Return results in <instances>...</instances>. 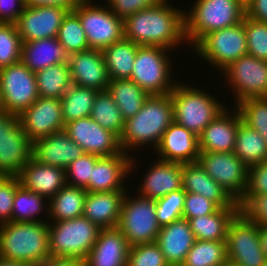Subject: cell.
Listing matches in <instances>:
<instances>
[{
	"label": "cell",
	"mask_w": 267,
	"mask_h": 266,
	"mask_svg": "<svg viewBox=\"0 0 267 266\" xmlns=\"http://www.w3.org/2000/svg\"><path fill=\"white\" fill-rule=\"evenodd\" d=\"M168 0L123 19L124 38L140 46H158L175 50L186 41L184 10L172 7ZM174 48V49H173Z\"/></svg>",
	"instance_id": "6da1fadb"
},
{
	"label": "cell",
	"mask_w": 267,
	"mask_h": 266,
	"mask_svg": "<svg viewBox=\"0 0 267 266\" xmlns=\"http://www.w3.org/2000/svg\"><path fill=\"white\" fill-rule=\"evenodd\" d=\"M173 115L171 94L150 95L140 111L125 120L124 130L119 137L120 148L129 154L131 149L137 150L149 143V146L153 144L155 150L163 133L173 123Z\"/></svg>",
	"instance_id": "7a4b0ae2"
},
{
	"label": "cell",
	"mask_w": 267,
	"mask_h": 266,
	"mask_svg": "<svg viewBox=\"0 0 267 266\" xmlns=\"http://www.w3.org/2000/svg\"><path fill=\"white\" fill-rule=\"evenodd\" d=\"M50 257L48 221L0 225V258L36 266Z\"/></svg>",
	"instance_id": "3957f363"
},
{
	"label": "cell",
	"mask_w": 267,
	"mask_h": 266,
	"mask_svg": "<svg viewBox=\"0 0 267 266\" xmlns=\"http://www.w3.org/2000/svg\"><path fill=\"white\" fill-rule=\"evenodd\" d=\"M244 16L240 0H195L184 12L185 43L192 48L205 34L237 25Z\"/></svg>",
	"instance_id": "277c9868"
},
{
	"label": "cell",
	"mask_w": 267,
	"mask_h": 266,
	"mask_svg": "<svg viewBox=\"0 0 267 266\" xmlns=\"http://www.w3.org/2000/svg\"><path fill=\"white\" fill-rule=\"evenodd\" d=\"M184 84L178 82L170 93L174 122L199 136L226 105L205 89Z\"/></svg>",
	"instance_id": "5b68a950"
},
{
	"label": "cell",
	"mask_w": 267,
	"mask_h": 266,
	"mask_svg": "<svg viewBox=\"0 0 267 266\" xmlns=\"http://www.w3.org/2000/svg\"><path fill=\"white\" fill-rule=\"evenodd\" d=\"M51 257L85 261L99 228L84 216L48 223Z\"/></svg>",
	"instance_id": "8992f818"
},
{
	"label": "cell",
	"mask_w": 267,
	"mask_h": 266,
	"mask_svg": "<svg viewBox=\"0 0 267 266\" xmlns=\"http://www.w3.org/2000/svg\"><path fill=\"white\" fill-rule=\"evenodd\" d=\"M168 50L171 51L158 46L138 47L130 80L149 96L170 94L177 84L171 78L172 63Z\"/></svg>",
	"instance_id": "52a82bcc"
},
{
	"label": "cell",
	"mask_w": 267,
	"mask_h": 266,
	"mask_svg": "<svg viewBox=\"0 0 267 266\" xmlns=\"http://www.w3.org/2000/svg\"><path fill=\"white\" fill-rule=\"evenodd\" d=\"M193 48L197 57L222 72L232 62L248 54L243 20L232 27L205 34Z\"/></svg>",
	"instance_id": "ba28073f"
},
{
	"label": "cell",
	"mask_w": 267,
	"mask_h": 266,
	"mask_svg": "<svg viewBox=\"0 0 267 266\" xmlns=\"http://www.w3.org/2000/svg\"><path fill=\"white\" fill-rule=\"evenodd\" d=\"M129 193L127 191L123 199L117 228L130 246L157 241L160 225L155 200L140 195L131 197Z\"/></svg>",
	"instance_id": "9c48e42d"
},
{
	"label": "cell",
	"mask_w": 267,
	"mask_h": 266,
	"mask_svg": "<svg viewBox=\"0 0 267 266\" xmlns=\"http://www.w3.org/2000/svg\"><path fill=\"white\" fill-rule=\"evenodd\" d=\"M82 0L73 11L78 15L89 48L103 50L124 38L123 19L117 17L107 5H95Z\"/></svg>",
	"instance_id": "30bf717a"
},
{
	"label": "cell",
	"mask_w": 267,
	"mask_h": 266,
	"mask_svg": "<svg viewBox=\"0 0 267 266\" xmlns=\"http://www.w3.org/2000/svg\"><path fill=\"white\" fill-rule=\"evenodd\" d=\"M227 260L237 266H267L259 226L240 211L231 220L226 236Z\"/></svg>",
	"instance_id": "8fae6325"
},
{
	"label": "cell",
	"mask_w": 267,
	"mask_h": 266,
	"mask_svg": "<svg viewBox=\"0 0 267 266\" xmlns=\"http://www.w3.org/2000/svg\"><path fill=\"white\" fill-rule=\"evenodd\" d=\"M32 158V142L21 127L19 115L0 112V176H18Z\"/></svg>",
	"instance_id": "7c38bea8"
},
{
	"label": "cell",
	"mask_w": 267,
	"mask_h": 266,
	"mask_svg": "<svg viewBox=\"0 0 267 266\" xmlns=\"http://www.w3.org/2000/svg\"><path fill=\"white\" fill-rule=\"evenodd\" d=\"M198 162L237 203L242 200L249 168L233 152H200Z\"/></svg>",
	"instance_id": "4fadbf2b"
},
{
	"label": "cell",
	"mask_w": 267,
	"mask_h": 266,
	"mask_svg": "<svg viewBox=\"0 0 267 266\" xmlns=\"http://www.w3.org/2000/svg\"><path fill=\"white\" fill-rule=\"evenodd\" d=\"M2 111L20 115L38 98L35 73L21 61L0 68Z\"/></svg>",
	"instance_id": "5bb4252c"
},
{
	"label": "cell",
	"mask_w": 267,
	"mask_h": 266,
	"mask_svg": "<svg viewBox=\"0 0 267 266\" xmlns=\"http://www.w3.org/2000/svg\"><path fill=\"white\" fill-rule=\"evenodd\" d=\"M220 73L232 88L235 104L248 98L267 97V61L247 54Z\"/></svg>",
	"instance_id": "9a60e30c"
},
{
	"label": "cell",
	"mask_w": 267,
	"mask_h": 266,
	"mask_svg": "<svg viewBox=\"0 0 267 266\" xmlns=\"http://www.w3.org/2000/svg\"><path fill=\"white\" fill-rule=\"evenodd\" d=\"M64 130L84 153L107 157L122 152L119 137L91 117L70 121L65 124Z\"/></svg>",
	"instance_id": "2e32d148"
},
{
	"label": "cell",
	"mask_w": 267,
	"mask_h": 266,
	"mask_svg": "<svg viewBox=\"0 0 267 266\" xmlns=\"http://www.w3.org/2000/svg\"><path fill=\"white\" fill-rule=\"evenodd\" d=\"M23 131L33 143L65 128L58 98L40 97L20 115Z\"/></svg>",
	"instance_id": "e0dca14e"
},
{
	"label": "cell",
	"mask_w": 267,
	"mask_h": 266,
	"mask_svg": "<svg viewBox=\"0 0 267 266\" xmlns=\"http://www.w3.org/2000/svg\"><path fill=\"white\" fill-rule=\"evenodd\" d=\"M68 11L59 6H26L16 23L22 42L57 37Z\"/></svg>",
	"instance_id": "ac0fdd59"
},
{
	"label": "cell",
	"mask_w": 267,
	"mask_h": 266,
	"mask_svg": "<svg viewBox=\"0 0 267 266\" xmlns=\"http://www.w3.org/2000/svg\"><path fill=\"white\" fill-rule=\"evenodd\" d=\"M134 158V156L123 151L117 155L99 157L92 168L89 184L85 187L86 191L110 192L129 190L124 182L129 177L128 174L133 172L134 166L136 167Z\"/></svg>",
	"instance_id": "d6986e66"
},
{
	"label": "cell",
	"mask_w": 267,
	"mask_h": 266,
	"mask_svg": "<svg viewBox=\"0 0 267 266\" xmlns=\"http://www.w3.org/2000/svg\"><path fill=\"white\" fill-rule=\"evenodd\" d=\"M72 84L105 91L110 83L102 50L88 49L69 55Z\"/></svg>",
	"instance_id": "ffe728a7"
},
{
	"label": "cell",
	"mask_w": 267,
	"mask_h": 266,
	"mask_svg": "<svg viewBox=\"0 0 267 266\" xmlns=\"http://www.w3.org/2000/svg\"><path fill=\"white\" fill-rule=\"evenodd\" d=\"M158 159L173 163H194L199 159L198 136L173 121L154 150Z\"/></svg>",
	"instance_id": "44dd1931"
},
{
	"label": "cell",
	"mask_w": 267,
	"mask_h": 266,
	"mask_svg": "<svg viewBox=\"0 0 267 266\" xmlns=\"http://www.w3.org/2000/svg\"><path fill=\"white\" fill-rule=\"evenodd\" d=\"M229 109L221 111L198 136L200 152H234L241 117L236 108Z\"/></svg>",
	"instance_id": "7402d4cb"
},
{
	"label": "cell",
	"mask_w": 267,
	"mask_h": 266,
	"mask_svg": "<svg viewBox=\"0 0 267 266\" xmlns=\"http://www.w3.org/2000/svg\"><path fill=\"white\" fill-rule=\"evenodd\" d=\"M83 154V149L69 137L64 129L32 143V157L37 162L64 170Z\"/></svg>",
	"instance_id": "603a6c76"
},
{
	"label": "cell",
	"mask_w": 267,
	"mask_h": 266,
	"mask_svg": "<svg viewBox=\"0 0 267 266\" xmlns=\"http://www.w3.org/2000/svg\"><path fill=\"white\" fill-rule=\"evenodd\" d=\"M130 245L117 227L101 228L84 266H126Z\"/></svg>",
	"instance_id": "cb8c5ba5"
},
{
	"label": "cell",
	"mask_w": 267,
	"mask_h": 266,
	"mask_svg": "<svg viewBox=\"0 0 267 266\" xmlns=\"http://www.w3.org/2000/svg\"><path fill=\"white\" fill-rule=\"evenodd\" d=\"M157 160L149 167L150 169L139 185L140 190L135 195L157 200L182 189L183 164Z\"/></svg>",
	"instance_id": "d4e9b609"
},
{
	"label": "cell",
	"mask_w": 267,
	"mask_h": 266,
	"mask_svg": "<svg viewBox=\"0 0 267 266\" xmlns=\"http://www.w3.org/2000/svg\"><path fill=\"white\" fill-rule=\"evenodd\" d=\"M20 184L49 200L66 184L65 170L37 162L33 157L22 167L18 175Z\"/></svg>",
	"instance_id": "484cf974"
},
{
	"label": "cell",
	"mask_w": 267,
	"mask_h": 266,
	"mask_svg": "<svg viewBox=\"0 0 267 266\" xmlns=\"http://www.w3.org/2000/svg\"><path fill=\"white\" fill-rule=\"evenodd\" d=\"M195 240L189 221L181 218L160 227L156 242L170 266H181Z\"/></svg>",
	"instance_id": "4316f807"
},
{
	"label": "cell",
	"mask_w": 267,
	"mask_h": 266,
	"mask_svg": "<svg viewBox=\"0 0 267 266\" xmlns=\"http://www.w3.org/2000/svg\"><path fill=\"white\" fill-rule=\"evenodd\" d=\"M127 191L87 192L83 216L99 228L117 227L123 199Z\"/></svg>",
	"instance_id": "83f0119b"
},
{
	"label": "cell",
	"mask_w": 267,
	"mask_h": 266,
	"mask_svg": "<svg viewBox=\"0 0 267 266\" xmlns=\"http://www.w3.org/2000/svg\"><path fill=\"white\" fill-rule=\"evenodd\" d=\"M182 189L187 193L200 194L213 201L219 208L239 207V204L216 183L199 164H183Z\"/></svg>",
	"instance_id": "f1b7e54d"
},
{
	"label": "cell",
	"mask_w": 267,
	"mask_h": 266,
	"mask_svg": "<svg viewBox=\"0 0 267 266\" xmlns=\"http://www.w3.org/2000/svg\"><path fill=\"white\" fill-rule=\"evenodd\" d=\"M69 61V54L57 37L22 43L21 62L32 72Z\"/></svg>",
	"instance_id": "f546056e"
},
{
	"label": "cell",
	"mask_w": 267,
	"mask_h": 266,
	"mask_svg": "<svg viewBox=\"0 0 267 266\" xmlns=\"http://www.w3.org/2000/svg\"><path fill=\"white\" fill-rule=\"evenodd\" d=\"M238 212L239 207L219 208L213 214L188 221L196 240L226 241L228 226Z\"/></svg>",
	"instance_id": "4dcf8cb0"
},
{
	"label": "cell",
	"mask_w": 267,
	"mask_h": 266,
	"mask_svg": "<svg viewBox=\"0 0 267 266\" xmlns=\"http://www.w3.org/2000/svg\"><path fill=\"white\" fill-rule=\"evenodd\" d=\"M86 195L87 191L85 188L66 184L48 200V222H57L83 216Z\"/></svg>",
	"instance_id": "1f68e13d"
},
{
	"label": "cell",
	"mask_w": 267,
	"mask_h": 266,
	"mask_svg": "<svg viewBox=\"0 0 267 266\" xmlns=\"http://www.w3.org/2000/svg\"><path fill=\"white\" fill-rule=\"evenodd\" d=\"M139 46L123 38L102 50L110 80L131 78Z\"/></svg>",
	"instance_id": "d6a6232c"
},
{
	"label": "cell",
	"mask_w": 267,
	"mask_h": 266,
	"mask_svg": "<svg viewBox=\"0 0 267 266\" xmlns=\"http://www.w3.org/2000/svg\"><path fill=\"white\" fill-rule=\"evenodd\" d=\"M107 91L118 106L123 118L135 116L149 95L130 79L110 80Z\"/></svg>",
	"instance_id": "836d02e7"
},
{
	"label": "cell",
	"mask_w": 267,
	"mask_h": 266,
	"mask_svg": "<svg viewBox=\"0 0 267 266\" xmlns=\"http://www.w3.org/2000/svg\"><path fill=\"white\" fill-rule=\"evenodd\" d=\"M233 153L249 168L267 160V143L259 132L240 121Z\"/></svg>",
	"instance_id": "e575fe53"
},
{
	"label": "cell",
	"mask_w": 267,
	"mask_h": 266,
	"mask_svg": "<svg viewBox=\"0 0 267 266\" xmlns=\"http://www.w3.org/2000/svg\"><path fill=\"white\" fill-rule=\"evenodd\" d=\"M40 97L61 99L72 85L69 63H59L35 72Z\"/></svg>",
	"instance_id": "d590c367"
},
{
	"label": "cell",
	"mask_w": 267,
	"mask_h": 266,
	"mask_svg": "<svg viewBox=\"0 0 267 266\" xmlns=\"http://www.w3.org/2000/svg\"><path fill=\"white\" fill-rule=\"evenodd\" d=\"M98 91L72 84L60 99L64 123L90 117Z\"/></svg>",
	"instance_id": "8d00e7d4"
},
{
	"label": "cell",
	"mask_w": 267,
	"mask_h": 266,
	"mask_svg": "<svg viewBox=\"0 0 267 266\" xmlns=\"http://www.w3.org/2000/svg\"><path fill=\"white\" fill-rule=\"evenodd\" d=\"M46 199V197L25 189L20 185L15 192L13 201L12 222H43L45 219L37 217L43 213L42 210H45L47 212L45 215L48 216L49 207L47 205L48 200L46 201ZM44 200L46 205L43 202Z\"/></svg>",
	"instance_id": "74e56055"
},
{
	"label": "cell",
	"mask_w": 267,
	"mask_h": 266,
	"mask_svg": "<svg viewBox=\"0 0 267 266\" xmlns=\"http://www.w3.org/2000/svg\"><path fill=\"white\" fill-rule=\"evenodd\" d=\"M90 117L103 128L115 133L118 137L121 136L124 130L125 119L107 90L97 93Z\"/></svg>",
	"instance_id": "f35d334b"
},
{
	"label": "cell",
	"mask_w": 267,
	"mask_h": 266,
	"mask_svg": "<svg viewBox=\"0 0 267 266\" xmlns=\"http://www.w3.org/2000/svg\"><path fill=\"white\" fill-rule=\"evenodd\" d=\"M227 262L225 241L195 240L181 266H225Z\"/></svg>",
	"instance_id": "ab89813d"
},
{
	"label": "cell",
	"mask_w": 267,
	"mask_h": 266,
	"mask_svg": "<svg viewBox=\"0 0 267 266\" xmlns=\"http://www.w3.org/2000/svg\"><path fill=\"white\" fill-rule=\"evenodd\" d=\"M57 39L69 55L90 49L81 21L73 10L64 16Z\"/></svg>",
	"instance_id": "60d3db41"
},
{
	"label": "cell",
	"mask_w": 267,
	"mask_h": 266,
	"mask_svg": "<svg viewBox=\"0 0 267 266\" xmlns=\"http://www.w3.org/2000/svg\"><path fill=\"white\" fill-rule=\"evenodd\" d=\"M241 121L253 128L267 143V97L248 98L235 104Z\"/></svg>",
	"instance_id": "b9f144b4"
},
{
	"label": "cell",
	"mask_w": 267,
	"mask_h": 266,
	"mask_svg": "<svg viewBox=\"0 0 267 266\" xmlns=\"http://www.w3.org/2000/svg\"><path fill=\"white\" fill-rule=\"evenodd\" d=\"M22 43L15 23H0V68L21 61Z\"/></svg>",
	"instance_id": "7bdbcfd3"
},
{
	"label": "cell",
	"mask_w": 267,
	"mask_h": 266,
	"mask_svg": "<svg viewBox=\"0 0 267 266\" xmlns=\"http://www.w3.org/2000/svg\"><path fill=\"white\" fill-rule=\"evenodd\" d=\"M184 202L185 191L183 189L155 200L156 218L160 227L183 218Z\"/></svg>",
	"instance_id": "ee69618b"
},
{
	"label": "cell",
	"mask_w": 267,
	"mask_h": 266,
	"mask_svg": "<svg viewBox=\"0 0 267 266\" xmlns=\"http://www.w3.org/2000/svg\"><path fill=\"white\" fill-rule=\"evenodd\" d=\"M248 55L267 61V23L243 18Z\"/></svg>",
	"instance_id": "f6af8a7d"
},
{
	"label": "cell",
	"mask_w": 267,
	"mask_h": 266,
	"mask_svg": "<svg viewBox=\"0 0 267 266\" xmlns=\"http://www.w3.org/2000/svg\"><path fill=\"white\" fill-rule=\"evenodd\" d=\"M126 266H170L158 243H143L130 246Z\"/></svg>",
	"instance_id": "bcb514c9"
},
{
	"label": "cell",
	"mask_w": 267,
	"mask_h": 266,
	"mask_svg": "<svg viewBox=\"0 0 267 266\" xmlns=\"http://www.w3.org/2000/svg\"><path fill=\"white\" fill-rule=\"evenodd\" d=\"M98 158L99 156L84 153L70 163L65 169L67 185L85 188L89 184L92 168Z\"/></svg>",
	"instance_id": "7dc6e473"
},
{
	"label": "cell",
	"mask_w": 267,
	"mask_h": 266,
	"mask_svg": "<svg viewBox=\"0 0 267 266\" xmlns=\"http://www.w3.org/2000/svg\"><path fill=\"white\" fill-rule=\"evenodd\" d=\"M20 185L18 176H0V225L12 221L13 201Z\"/></svg>",
	"instance_id": "c3c4849f"
},
{
	"label": "cell",
	"mask_w": 267,
	"mask_h": 266,
	"mask_svg": "<svg viewBox=\"0 0 267 266\" xmlns=\"http://www.w3.org/2000/svg\"><path fill=\"white\" fill-rule=\"evenodd\" d=\"M239 211L258 226H267V194L244 196L238 203Z\"/></svg>",
	"instance_id": "681fc988"
},
{
	"label": "cell",
	"mask_w": 267,
	"mask_h": 266,
	"mask_svg": "<svg viewBox=\"0 0 267 266\" xmlns=\"http://www.w3.org/2000/svg\"><path fill=\"white\" fill-rule=\"evenodd\" d=\"M219 207L206 197L185 192V202L183 208V218L189 220L190 218L200 217L204 215L213 214Z\"/></svg>",
	"instance_id": "f907efd6"
},
{
	"label": "cell",
	"mask_w": 267,
	"mask_h": 266,
	"mask_svg": "<svg viewBox=\"0 0 267 266\" xmlns=\"http://www.w3.org/2000/svg\"><path fill=\"white\" fill-rule=\"evenodd\" d=\"M267 194V160L249 167L248 186L244 196Z\"/></svg>",
	"instance_id": "816d5d0a"
},
{
	"label": "cell",
	"mask_w": 267,
	"mask_h": 266,
	"mask_svg": "<svg viewBox=\"0 0 267 266\" xmlns=\"http://www.w3.org/2000/svg\"><path fill=\"white\" fill-rule=\"evenodd\" d=\"M159 0H106L107 7L122 19L153 6Z\"/></svg>",
	"instance_id": "f5cc1de1"
},
{
	"label": "cell",
	"mask_w": 267,
	"mask_h": 266,
	"mask_svg": "<svg viewBox=\"0 0 267 266\" xmlns=\"http://www.w3.org/2000/svg\"><path fill=\"white\" fill-rule=\"evenodd\" d=\"M25 7V0H0V23L16 24Z\"/></svg>",
	"instance_id": "db71d44e"
},
{
	"label": "cell",
	"mask_w": 267,
	"mask_h": 266,
	"mask_svg": "<svg viewBox=\"0 0 267 266\" xmlns=\"http://www.w3.org/2000/svg\"><path fill=\"white\" fill-rule=\"evenodd\" d=\"M245 16L267 23V0H251L245 6Z\"/></svg>",
	"instance_id": "11a10c76"
},
{
	"label": "cell",
	"mask_w": 267,
	"mask_h": 266,
	"mask_svg": "<svg viewBox=\"0 0 267 266\" xmlns=\"http://www.w3.org/2000/svg\"><path fill=\"white\" fill-rule=\"evenodd\" d=\"M82 0H25L26 6H59L73 10Z\"/></svg>",
	"instance_id": "9f6ffc18"
},
{
	"label": "cell",
	"mask_w": 267,
	"mask_h": 266,
	"mask_svg": "<svg viewBox=\"0 0 267 266\" xmlns=\"http://www.w3.org/2000/svg\"><path fill=\"white\" fill-rule=\"evenodd\" d=\"M36 266H84V262L77 259L50 257Z\"/></svg>",
	"instance_id": "6f0895ef"
},
{
	"label": "cell",
	"mask_w": 267,
	"mask_h": 266,
	"mask_svg": "<svg viewBox=\"0 0 267 266\" xmlns=\"http://www.w3.org/2000/svg\"><path fill=\"white\" fill-rule=\"evenodd\" d=\"M259 238L261 248L267 258V226H259Z\"/></svg>",
	"instance_id": "680465c9"
},
{
	"label": "cell",
	"mask_w": 267,
	"mask_h": 266,
	"mask_svg": "<svg viewBox=\"0 0 267 266\" xmlns=\"http://www.w3.org/2000/svg\"><path fill=\"white\" fill-rule=\"evenodd\" d=\"M0 266H30V265L20 261H11L0 258Z\"/></svg>",
	"instance_id": "91938a15"
},
{
	"label": "cell",
	"mask_w": 267,
	"mask_h": 266,
	"mask_svg": "<svg viewBox=\"0 0 267 266\" xmlns=\"http://www.w3.org/2000/svg\"><path fill=\"white\" fill-rule=\"evenodd\" d=\"M2 111V94H1V85H0V112Z\"/></svg>",
	"instance_id": "94428289"
},
{
	"label": "cell",
	"mask_w": 267,
	"mask_h": 266,
	"mask_svg": "<svg viewBox=\"0 0 267 266\" xmlns=\"http://www.w3.org/2000/svg\"><path fill=\"white\" fill-rule=\"evenodd\" d=\"M241 3L246 6L251 0H240Z\"/></svg>",
	"instance_id": "6125c7cd"
},
{
	"label": "cell",
	"mask_w": 267,
	"mask_h": 266,
	"mask_svg": "<svg viewBox=\"0 0 267 266\" xmlns=\"http://www.w3.org/2000/svg\"><path fill=\"white\" fill-rule=\"evenodd\" d=\"M225 266H237V265H235V264H233L231 262H227Z\"/></svg>",
	"instance_id": "be15d7a7"
}]
</instances>
